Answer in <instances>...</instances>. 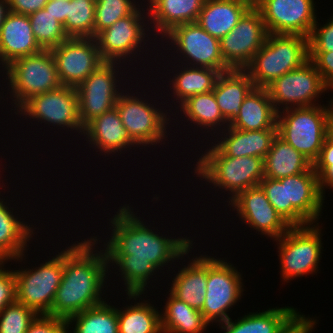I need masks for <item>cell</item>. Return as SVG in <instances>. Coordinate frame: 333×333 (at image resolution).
<instances>
[{
	"mask_svg": "<svg viewBox=\"0 0 333 333\" xmlns=\"http://www.w3.org/2000/svg\"><path fill=\"white\" fill-rule=\"evenodd\" d=\"M319 223L290 227L277 242L283 281L315 274L321 259L322 236Z\"/></svg>",
	"mask_w": 333,
	"mask_h": 333,
	"instance_id": "52a82bcc",
	"label": "cell"
},
{
	"mask_svg": "<svg viewBox=\"0 0 333 333\" xmlns=\"http://www.w3.org/2000/svg\"><path fill=\"white\" fill-rule=\"evenodd\" d=\"M49 13H51L63 25L66 22L67 14V0H48L44 6Z\"/></svg>",
	"mask_w": 333,
	"mask_h": 333,
	"instance_id": "c3c4849f",
	"label": "cell"
},
{
	"mask_svg": "<svg viewBox=\"0 0 333 333\" xmlns=\"http://www.w3.org/2000/svg\"><path fill=\"white\" fill-rule=\"evenodd\" d=\"M140 7L131 15L117 20L113 25L101 31L95 37L101 57L105 62H119L124 64L128 62L126 60L129 57L128 60L130 62L135 55L137 56L138 52V56L140 55L142 48L144 50L146 41L149 40L145 38H149L148 36H150L146 33L150 31L151 25L149 24L148 12H145L147 9L144 10L143 8L145 5L142 8ZM144 21H147L149 25L147 26Z\"/></svg>",
	"mask_w": 333,
	"mask_h": 333,
	"instance_id": "8fae6325",
	"label": "cell"
},
{
	"mask_svg": "<svg viewBox=\"0 0 333 333\" xmlns=\"http://www.w3.org/2000/svg\"><path fill=\"white\" fill-rule=\"evenodd\" d=\"M97 238L91 236L65 248L62 279L49 316L67 321L106 301L102 291L110 271L104 248L99 251L96 246L100 239Z\"/></svg>",
	"mask_w": 333,
	"mask_h": 333,
	"instance_id": "7a4b0ae2",
	"label": "cell"
},
{
	"mask_svg": "<svg viewBox=\"0 0 333 333\" xmlns=\"http://www.w3.org/2000/svg\"><path fill=\"white\" fill-rule=\"evenodd\" d=\"M163 38H167L166 42L171 41L169 46L172 44L175 53L179 52V65L211 68L220 73L230 70L222 58L220 40L211 36L197 22L175 26Z\"/></svg>",
	"mask_w": 333,
	"mask_h": 333,
	"instance_id": "5bb4252c",
	"label": "cell"
},
{
	"mask_svg": "<svg viewBox=\"0 0 333 333\" xmlns=\"http://www.w3.org/2000/svg\"><path fill=\"white\" fill-rule=\"evenodd\" d=\"M42 50L34 38L29 16L9 11L0 29V65L5 68L17 58Z\"/></svg>",
	"mask_w": 333,
	"mask_h": 333,
	"instance_id": "603a6c76",
	"label": "cell"
},
{
	"mask_svg": "<svg viewBox=\"0 0 333 333\" xmlns=\"http://www.w3.org/2000/svg\"><path fill=\"white\" fill-rule=\"evenodd\" d=\"M277 112L266 88H254L243 100L240 112L229 124L244 131L277 129Z\"/></svg>",
	"mask_w": 333,
	"mask_h": 333,
	"instance_id": "f546056e",
	"label": "cell"
},
{
	"mask_svg": "<svg viewBox=\"0 0 333 333\" xmlns=\"http://www.w3.org/2000/svg\"><path fill=\"white\" fill-rule=\"evenodd\" d=\"M268 32L260 11L252 6L239 23L220 39V51L229 69L244 70L263 46Z\"/></svg>",
	"mask_w": 333,
	"mask_h": 333,
	"instance_id": "e0dca14e",
	"label": "cell"
},
{
	"mask_svg": "<svg viewBox=\"0 0 333 333\" xmlns=\"http://www.w3.org/2000/svg\"><path fill=\"white\" fill-rule=\"evenodd\" d=\"M313 164L278 135L264 158V177L281 179L308 171Z\"/></svg>",
	"mask_w": 333,
	"mask_h": 333,
	"instance_id": "4dcf8cb0",
	"label": "cell"
},
{
	"mask_svg": "<svg viewBox=\"0 0 333 333\" xmlns=\"http://www.w3.org/2000/svg\"><path fill=\"white\" fill-rule=\"evenodd\" d=\"M251 7L243 0H205L196 22L220 40L230 33Z\"/></svg>",
	"mask_w": 333,
	"mask_h": 333,
	"instance_id": "83f0119b",
	"label": "cell"
},
{
	"mask_svg": "<svg viewBox=\"0 0 333 333\" xmlns=\"http://www.w3.org/2000/svg\"><path fill=\"white\" fill-rule=\"evenodd\" d=\"M72 323L75 327L68 333H118V308L105 301L70 317L67 325Z\"/></svg>",
	"mask_w": 333,
	"mask_h": 333,
	"instance_id": "d590c367",
	"label": "cell"
},
{
	"mask_svg": "<svg viewBox=\"0 0 333 333\" xmlns=\"http://www.w3.org/2000/svg\"><path fill=\"white\" fill-rule=\"evenodd\" d=\"M284 186L285 222L290 226L317 223L325 196L313 166L306 172L278 179Z\"/></svg>",
	"mask_w": 333,
	"mask_h": 333,
	"instance_id": "2e32d148",
	"label": "cell"
},
{
	"mask_svg": "<svg viewBox=\"0 0 333 333\" xmlns=\"http://www.w3.org/2000/svg\"><path fill=\"white\" fill-rule=\"evenodd\" d=\"M63 270L64 249L40 264V267L14 270L16 301L38 315H48L61 283Z\"/></svg>",
	"mask_w": 333,
	"mask_h": 333,
	"instance_id": "ba28073f",
	"label": "cell"
},
{
	"mask_svg": "<svg viewBox=\"0 0 333 333\" xmlns=\"http://www.w3.org/2000/svg\"><path fill=\"white\" fill-rule=\"evenodd\" d=\"M147 11L152 32L163 36L175 26L194 23L199 17L205 0H147ZM149 7V8H148ZM158 32L160 34H158Z\"/></svg>",
	"mask_w": 333,
	"mask_h": 333,
	"instance_id": "d4e9b609",
	"label": "cell"
},
{
	"mask_svg": "<svg viewBox=\"0 0 333 333\" xmlns=\"http://www.w3.org/2000/svg\"><path fill=\"white\" fill-rule=\"evenodd\" d=\"M311 107L288 108L277 113V135L312 164L318 159L333 113L331 101Z\"/></svg>",
	"mask_w": 333,
	"mask_h": 333,
	"instance_id": "277c9868",
	"label": "cell"
},
{
	"mask_svg": "<svg viewBox=\"0 0 333 333\" xmlns=\"http://www.w3.org/2000/svg\"><path fill=\"white\" fill-rule=\"evenodd\" d=\"M195 165L194 175L211 183L213 188L229 191V202L244 190L259 186L264 179L261 157L200 156Z\"/></svg>",
	"mask_w": 333,
	"mask_h": 333,
	"instance_id": "5b68a950",
	"label": "cell"
},
{
	"mask_svg": "<svg viewBox=\"0 0 333 333\" xmlns=\"http://www.w3.org/2000/svg\"><path fill=\"white\" fill-rule=\"evenodd\" d=\"M267 199L277 213L285 221V194L284 186L278 179L265 178L259 183Z\"/></svg>",
	"mask_w": 333,
	"mask_h": 333,
	"instance_id": "7bdbcfd3",
	"label": "cell"
},
{
	"mask_svg": "<svg viewBox=\"0 0 333 333\" xmlns=\"http://www.w3.org/2000/svg\"><path fill=\"white\" fill-rule=\"evenodd\" d=\"M293 307L269 308L262 312H250L238 320L219 324L225 333H287L304 315Z\"/></svg>",
	"mask_w": 333,
	"mask_h": 333,
	"instance_id": "cb8c5ba5",
	"label": "cell"
},
{
	"mask_svg": "<svg viewBox=\"0 0 333 333\" xmlns=\"http://www.w3.org/2000/svg\"><path fill=\"white\" fill-rule=\"evenodd\" d=\"M221 259L207 255V287L201 313L209 324L227 321L230 318L227 312L241 300L245 291L242 274Z\"/></svg>",
	"mask_w": 333,
	"mask_h": 333,
	"instance_id": "30bf717a",
	"label": "cell"
},
{
	"mask_svg": "<svg viewBox=\"0 0 333 333\" xmlns=\"http://www.w3.org/2000/svg\"><path fill=\"white\" fill-rule=\"evenodd\" d=\"M333 90V88L331 89V91ZM333 98V97H332ZM331 104H332V109H333V99L330 100Z\"/></svg>",
	"mask_w": 333,
	"mask_h": 333,
	"instance_id": "db71d44e",
	"label": "cell"
},
{
	"mask_svg": "<svg viewBox=\"0 0 333 333\" xmlns=\"http://www.w3.org/2000/svg\"><path fill=\"white\" fill-rule=\"evenodd\" d=\"M184 66V67H183ZM182 67V69H181ZM179 66L175 71V76L169 79L170 85L173 89L171 97H174V105L178 103L180 106L188 98L195 96L196 94H204L213 91L216 80L220 72L216 69L193 67L188 65ZM177 71V72H176ZM176 97V98H175ZM178 100V101H177Z\"/></svg>",
	"mask_w": 333,
	"mask_h": 333,
	"instance_id": "1f68e13d",
	"label": "cell"
},
{
	"mask_svg": "<svg viewBox=\"0 0 333 333\" xmlns=\"http://www.w3.org/2000/svg\"><path fill=\"white\" fill-rule=\"evenodd\" d=\"M120 64L119 62L103 63L76 88L79 120L83 128L96 117L115 107L117 99L124 91L119 86L121 84L119 70L121 71L124 67L122 64L119 66Z\"/></svg>",
	"mask_w": 333,
	"mask_h": 333,
	"instance_id": "9a60e30c",
	"label": "cell"
},
{
	"mask_svg": "<svg viewBox=\"0 0 333 333\" xmlns=\"http://www.w3.org/2000/svg\"><path fill=\"white\" fill-rule=\"evenodd\" d=\"M143 301L118 308V333H162L160 312Z\"/></svg>",
	"mask_w": 333,
	"mask_h": 333,
	"instance_id": "e575fe53",
	"label": "cell"
},
{
	"mask_svg": "<svg viewBox=\"0 0 333 333\" xmlns=\"http://www.w3.org/2000/svg\"><path fill=\"white\" fill-rule=\"evenodd\" d=\"M8 261H0V312L4 307L16 301L14 270H6Z\"/></svg>",
	"mask_w": 333,
	"mask_h": 333,
	"instance_id": "bcb514c9",
	"label": "cell"
},
{
	"mask_svg": "<svg viewBox=\"0 0 333 333\" xmlns=\"http://www.w3.org/2000/svg\"><path fill=\"white\" fill-rule=\"evenodd\" d=\"M29 20L34 38L43 50H50L69 38L63 24L44 8L30 14Z\"/></svg>",
	"mask_w": 333,
	"mask_h": 333,
	"instance_id": "74e56055",
	"label": "cell"
},
{
	"mask_svg": "<svg viewBox=\"0 0 333 333\" xmlns=\"http://www.w3.org/2000/svg\"><path fill=\"white\" fill-rule=\"evenodd\" d=\"M96 0H67L66 22L69 38H94Z\"/></svg>",
	"mask_w": 333,
	"mask_h": 333,
	"instance_id": "8d00e7d4",
	"label": "cell"
},
{
	"mask_svg": "<svg viewBox=\"0 0 333 333\" xmlns=\"http://www.w3.org/2000/svg\"><path fill=\"white\" fill-rule=\"evenodd\" d=\"M247 3H249L251 6H256L260 0H243Z\"/></svg>",
	"mask_w": 333,
	"mask_h": 333,
	"instance_id": "f5cc1de1",
	"label": "cell"
},
{
	"mask_svg": "<svg viewBox=\"0 0 333 333\" xmlns=\"http://www.w3.org/2000/svg\"><path fill=\"white\" fill-rule=\"evenodd\" d=\"M82 135L86 136V143L90 142L89 147L91 144V147L99 149L96 152H102L104 156L140 147L124 128L116 107L90 121L84 127Z\"/></svg>",
	"mask_w": 333,
	"mask_h": 333,
	"instance_id": "7402d4cb",
	"label": "cell"
},
{
	"mask_svg": "<svg viewBox=\"0 0 333 333\" xmlns=\"http://www.w3.org/2000/svg\"><path fill=\"white\" fill-rule=\"evenodd\" d=\"M314 0H260L255 6L270 34L309 38L317 21Z\"/></svg>",
	"mask_w": 333,
	"mask_h": 333,
	"instance_id": "ac0fdd59",
	"label": "cell"
},
{
	"mask_svg": "<svg viewBox=\"0 0 333 333\" xmlns=\"http://www.w3.org/2000/svg\"><path fill=\"white\" fill-rule=\"evenodd\" d=\"M62 85L77 88L105 61L95 38H68L50 49Z\"/></svg>",
	"mask_w": 333,
	"mask_h": 333,
	"instance_id": "d6986e66",
	"label": "cell"
},
{
	"mask_svg": "<svg viewBox=\"0 0 333 333\" xmlns=\"http://www.w3.org/2000/svg\"><path fill=\"white\" fill-rule=\"evenodd\" d=\"M67 321L49 315H38L26 333H68Z\"/></svg>",
	"mask_w": 333,
	"mask_h": 333,
	"instance_id": "ee69618b",
	"label": "cell"
},
{
	"mask_svg": "<svg viewBox=\"0 0 333 333\" xmlns=\"http://www.w3.org/2000/svg\"><path fill=\"white\" fill-rule=\"evenodd\" d=\"M38 314L15 301L0 312V333H26Z\"/></svg>",
	"mask_w": 333,
	"mask_h": 333,
	"instance_id": "ab89813d",
	"label": "cell"
},
{
	"mask_svg": "<svg viewBox=\"0 0 333 333\" xmlns=\"http://www.w3.org/2000/svg\"><path fill=\"white\" fill-rule=\"evenodd\" d=\"M309 59L314 63L325 85L331 90L333 88V51H309Z\"/></svg>",
	"mask_w": 333,
	"mask_h": 333,
	"instance_id": "f6af8a7d",
	"label": "cell"
},
{
	"mask_svg": "<svg viewBox=\"0 0 333 333\" xmlns=\"http://www.w3.org/2000/svg\"><path fill=\"white\" fill-rule=\"evenodd\" d=\"M9 12L7 0H0V29L6 14Z\"/></svg>",
	"mask_w": 333,
	"mask_h": 333,
	"instance_id": "f907efd6",
	"label": "cell"
},
{
	"mask_svg": "<svg viewBox=\"0 0 333 333\" xmlns=\"http://www.w3.org/2000/svg\"><path fill=\"white\" fill-rule=\"evenodd\" d=\"M176 108L178 109V114L180 109V114L185 115L187 122L191 121L190 123L197 125L195 126L197 129L200 127L201 130H203L204 128L205 131L207 130L206 132H210L211 130L214 135L218 130L219 133L220 130L223 131L229 126V123L223 117L219 109L213 91L204 94H196Z\"/></svg>",
	"mask_w": 333,
	"mask_h": 333,
	"instance_id": "836d02e7",
	"label": "cell"
},
{
	"mask_svg": "<svg viewBox=\"0 0 333 333\" xmlns=\"http://www.w3.org/2000/svg\"><path fill=\"white\" fill-rule=\"evenodd\" d=\"M125 91L120 94L115 107L124 128L128 130L132 139L144 148L147 145L155 147L156 144L163 142V139L166 141L168 137L166 129L170 127L169 123L172 121L167 114L169 112L166 110L165 113L161 106L156 108V104L154 107L153 103L151 104L142 96H135V93L130 95L127 89Z\"/></svg>",
	"mask_w": 333,
	"mask_h": 333,
	"instance_id": "9c48e42d",
	"label": "cell"
},
{
	"mask_svg": "<svg viewBox=\"0 0 333 333\" xmlns=\"http://www.w3.org/2000/svg\"><path fill=\"white\" fill-rule=\"evenodd\" d=\"M308 39L309 51H333V16L320 27L316 21Z\"/></svg>",
	"mask_w": 333,
	"mask_h": 333,
	"instance_id": "b9f144b4",
	"label": "cell"
},
{
	"mask_svg": "<svg viewBox=\"0 0 333 333\" xmlns=\"http://www.w3.org/2000/svg\"><path fill=\"white\" fill-rule=\"evenodd\" d=\"M165 304L160 312L162 333H204L207 329L209 323L201 311L192 308L171 293Z\"/></svg>",
	"mask_w": 333,
	"mask_h": 333,
	"instance_id": "d6a6232c",
	"label": "cell"
},
{
	"mask_svg": "<svg viewBox=\"0 0 333 333\" xmlns=\"http://www.w3.org/2000/svg\"><path fill=\"white\" fill-rule=\"evenodd\" d=\"M139 6L136 0H96L94 38L117 20L131 15Z\"/></svg>",
	"mask_w": 333,
	"mask_h": 333,
	"instance_id": "f35d334b",
	"label": "cell"
},
{
	"mask_svg": "<svg viewBox=\"0 0 333 333\" xmlns=\"http://www.w3.org/2000/svg\"><path fill=\"white\" fill-rule=\"evenodd\" d=\"M309 60V39L301 35L270 34L244 69L256 88H266Z\"/></svg>",
	"mask_w": 333,
	"mask_h": 333,
	"instance_id": "3957f363",
	"label": "cell"
},
{
	"mask_svg": "<svg viewBox=\"0 0 333 333\" xmlns=\"http://www.w3.org/2000/svg\"><path fill=\"white\" fill-rule=\"evenodd\" d=\"M220 133L221 137H217L220 141H214L215 144L211 142L213 146L211 144L201 156H252L264 159L277 136V129L244 131L228 126Z\"/></svg>",
	"mask_w": 333,
	"mask_h": 333,
	"instance_id": "44dd1931",
	"label": "cell"
},
{
	"mask_svg": "<svg viewBox=\"0 0 333 333\" xmlns=\"http://www.w3.org/2000/svg\"><path fill=\"white\" fill-rule=\"evenodd\" d=\"M255 88L245 70H234L219 74L213 93L223 117L230 124L240 112L246 96Z\"/></svg>",
	"mask_w": 333,
	"mask_h": 333,
	"instance_id": "f1b7e54d",
	"label": "cell"
},
{
	"mask_svg": "<svg viewBox=\"0 0 333 333\" xmlns=\"http://www.w3.org/2000/svg\"><path fill=\"white\" fill-rule=\"evenodd\" d=\"M318 175L319 189L325 194V189H333V139L328 135L321 148L318 159L313 163Z\"/></svg>",
	"mask_w": 333,
	"mask_h": 333,
	"instance_id": "60d3db41",
	"label": "cell"
},
{
	"mask_svg": "<svg viewBox=\"0 0 333 333\" xmlns=\"http://www.w3.org/2000/svg\"><path fill=\"white\" fill-rule=\"evenodd\" d=\"M4 200L5 198L1 199L0 197V261L17 260L22 262L23 258L26 257V248L29 246L27 242H30L35 234L34 229L37 228L20 221L24 219L19 218L17 216L19 214H15V216L13 214L14 208H9L10 204Z\"/></svg>",
	"mask_w": 333,
	"mask_h": 333,
	"instance_id": "484cf974",
	"label": "cell"
},
{
	"mask_svg": "<svg viewBox=\"0 0 333 333\" xmlns=\"http://www.w3.org/2000/svg\"><path fill=\"white\" fill-rule=\"evenodd\" d=\"M316 324V319L304 315L287 333H311Z\"/></svg>",
	"mask_w": 333,
	"mask_h": 333,
	"instance_id": "681fc988",
	"label": "cell"
},
{
	"mask_svg": "<svg viewBox=\"0 0 333 333\" xmlns=\"http://www.w3.org/2000/svg\"><path fill=\"white\" fill-rule=\"evenodd\" d=\"M228 206L234 207L239 220L273 240L284 235L290 226L281 218L260 186L239 193Z\"/></svg>",
	"mask_w": 333,
	"mask_h": 333,
	"instance_id": "ffe728a7",
	"label": "cell"
},
{
	"mask_svg": "<svg viewBox=\"0 0 333 333\" xmlns=\"http://www.w3.org/2000/svg\"><path fill=\"white\" fill-rule=\"evenodd\" d=\"M266 89L277 113L288 108L319 105L316 101L321 94L330 90L310 59L274 80Z\"/></svg>",
	"mask_w": 333,
	"mask_h": 333,
	"instance_id": "7c38bea8",
	"label": "cell"
},
{
	"mask_svg": "<svg viewBox=\"0 0 333 333\" xmlns=\"http://www.w3.org/2000/svg\"><path fill=\"white\" fill-rule=\"evenodd\" d=\"M10 96L17 110L32 96L61 86L55 59L50 50L15 59L5 68ZM12 94V95H11Z\"/></svg>",
	"mask_w": 333,
	"mask_h": 333,
	"instance_id": "8992f818",
	"label": "cell"
},
{
	"mask_svg": "<svg viewBox=\"0 0 333 333\" xmlns=\"http://www.w3.org/2000/svg\"><path fill=\"white\" fill-rule=\"evenodd\" d=\"M78 93L75 87L61 85L51 91L32 96L18 110L25 119L38 123L61 127L58 129L76 130L83 134L84 128L79 120Z\"/></svg>",
	"mask_w": 333,
	"mask_h": 333,
	"instance_id": "4fadbf2b",
	"label": "cell"
},
{
	"mask_svg": "<svg viewBox=\"0 0 333 333\" xmlns=\"http://www.w3.org/2000/svg\"><path fill=\"white\" fill-rule=\"evenodd\" d=\"M7 2L10 12L29 16L44 8L48 0H7Z\"/></svg>",
	"mask_w": 333,
	"mask_h": 333,
	"instance_id": "7dc6e473",
	"label": "cell"
},
{
	"mask_svg": "<svg viewBox=\"0 0 333 333\" xmlns=\"http://www.w3.org/2000/svg\"><path fill=\"white\" fill-rule=\"evenodd\" d=\"M188 263L178 269L169 292L192 308L201 311L207 287V255L196 256Z\"/></svg>",
	"mask_w": 333,
	"mask_h": 333,
	"instance_id": "4316f807",
	"label": "cell"
},
{
	"mask_svg": "<svg viewBox=\"0 0 333 333\" xmlns=\"http://www.w3.org/2000/svg\"><path fill=\"white\" fill-rule=\"evenodd\" d=\"M133 210L129 204H124L109 219L112 233L110 239L103 242V247L108 267H119L118 271L125 282L123 285L126 286L127 299H135L136 302L149 288L147 285L150 278L157 274L155 272L163 270L162 267L172 264L174 260H182L184 255L191 251L194 240L187 236H160V232L157 233L155 228L147 226Z\"/></svg>",
	"mask_w": 333,
	"mask_h": 333,
	"instance_id": "6da1fadb",
	"label": "cell"
},
{
	"mask_svg": "<svg viewBox=\"0 0 333 333\" xmlns=\"http://www.w3.org/2000/svg\"><path fill=\"white\" fill-rule=\"evenodd\" d=\"M329 136L333 139V113L329 122Z\"/></svg>",
	"mask_w": 333,
	"mask_h": 333,
	"instance_id": "816d5d0a",
	"label": "cell"
}]
</instances>
